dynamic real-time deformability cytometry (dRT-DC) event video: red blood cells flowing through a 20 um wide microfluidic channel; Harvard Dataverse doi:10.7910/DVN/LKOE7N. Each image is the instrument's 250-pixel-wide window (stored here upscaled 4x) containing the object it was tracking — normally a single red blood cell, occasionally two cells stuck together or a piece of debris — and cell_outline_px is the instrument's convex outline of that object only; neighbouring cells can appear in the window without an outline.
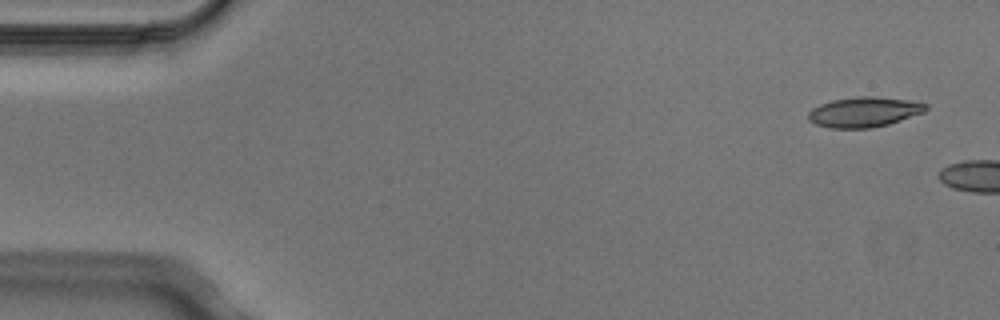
{"species": "Egyptian fruit bat (a non-hibernating species)", "species_latin": "Rousettus aegyptiacus", "temperature_condition": "cold", "stored_images_in_passage": 3, "camera_frame_rate_fps": 3000, "um_per_image_px": 0.085, "animal": {"sex": "male"}, "frame": {"image": 1, "passage_image": 1, "time_ms": 0.0, "image_size_px": [1000, 320], "cell_outline_px": [[928, 108], [924, 112], [888, 124], [872, 128], [832, 128], [816, 124], [808, 120], [808, 112], [812, 108], [820, 104], [832, 100], [856, 96], [872, 96], [908, 100], [928, 104]], "centroid_in_image_um": [73.43, 9.51], "position_along_channel_um": 11.6, "area_um2": 20.58}}